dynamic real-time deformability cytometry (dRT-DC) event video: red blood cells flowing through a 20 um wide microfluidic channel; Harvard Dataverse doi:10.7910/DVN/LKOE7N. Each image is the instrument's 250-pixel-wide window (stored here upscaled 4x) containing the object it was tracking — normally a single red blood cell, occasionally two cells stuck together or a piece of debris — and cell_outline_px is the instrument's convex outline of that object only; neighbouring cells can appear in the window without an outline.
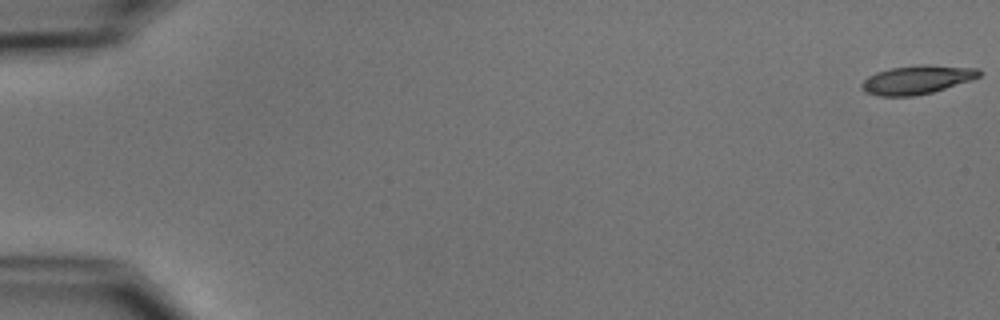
{"species": "common noctule bat (a hibernating species)", "species_latin": "Nyctalus noctula", "temperature_condition": "cold", "stored_images_in_passage": 4, "camera_frame_rate_fps": 3000, "um_per_image_px": 0.085, "animal": {"sex": "male", "body_mass_g": 15.6}, "frame": {"image": 1, "passage_image": 1, "time_ms": 0.0, "image_size_px": [1000, 320], "cell_outline_px": [[980, 76], [972, 80], [932, 92], [916, 96], [880, 96], [864, 92], [860, 84], [868, 76], [876, 72], [892, 68], [920, 64], [924, 64], [980, 68]], "centroid_in_image_um": [77.95, 6.77], "position_along_channel_um": 7.1, "area_um2": 19.71}}